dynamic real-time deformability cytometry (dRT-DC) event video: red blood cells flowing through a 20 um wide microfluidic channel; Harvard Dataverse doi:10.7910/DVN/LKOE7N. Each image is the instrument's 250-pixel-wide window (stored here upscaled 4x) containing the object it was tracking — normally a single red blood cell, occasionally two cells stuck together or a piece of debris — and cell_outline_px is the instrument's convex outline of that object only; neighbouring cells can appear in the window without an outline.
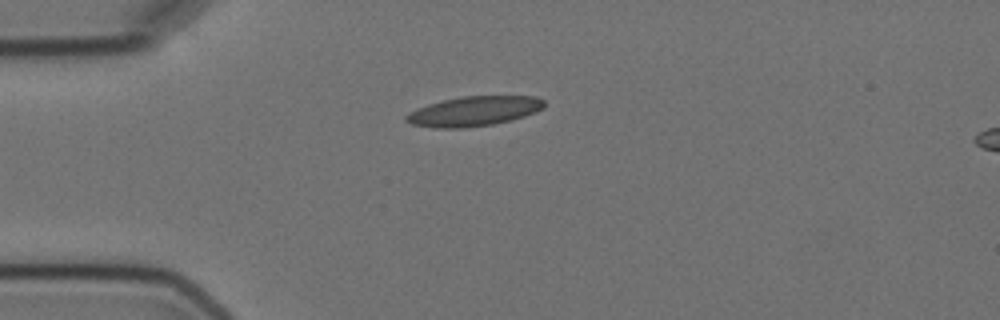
{"species": "Egyptian fruit bat (a non-hibernating species)", "species_latin": "Rousettus aegyptiacus", "temperature_condition": "cold", "stored_images_in_passage": 8, "camera_frame_rate_fps": 3000, "um_per_image_px": 0.085, "animal": {"sex": "female"}, "frame": {"image": 1, "passage_image": 1, "time_ms": 0.0, "image_size_px": [1000, 320], "cell_outline_px": [[544, 108], [536, 112], [512, 120], [492, 124], [464, 128], [432, 128], [412, 124], [404, 120], [404, 116], [408, 112], [428, 104], [460, 96], [536, 96], [544, 100]], "centroid_in_image_um": [40.27, 9.45], "position_along_channel_um": 44.7, "area_um2": 24.04}}
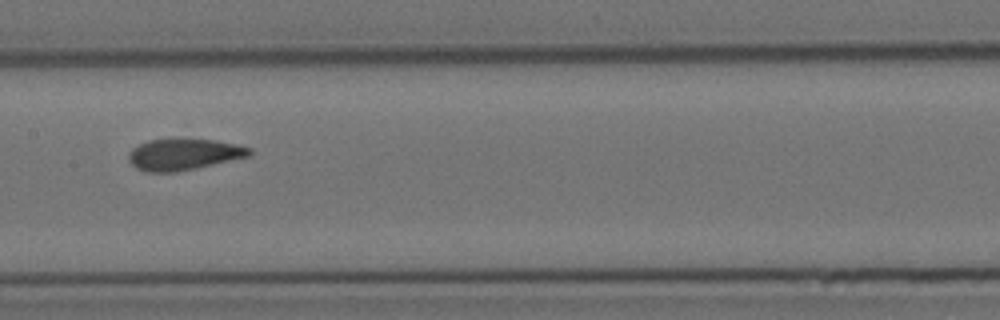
{"frame": {"image": 2, "passage_image": 5, "time_ms": 4.667, "image_size_px": [1000, 320], "cell_outline_px": [[252, 152], [248, 156], [196, 168], [176, 172], [148, 172], [136, 168], [128, 160], [128, 156], [132, 148], [148, 140], [168, 136], [176, 136], [216, 140], [236, 144], [252, 148]], "centroid_in_image_um": [15.58, 13.07], "position_along_channel_um": 191.8, "area_um2": 22.77}}
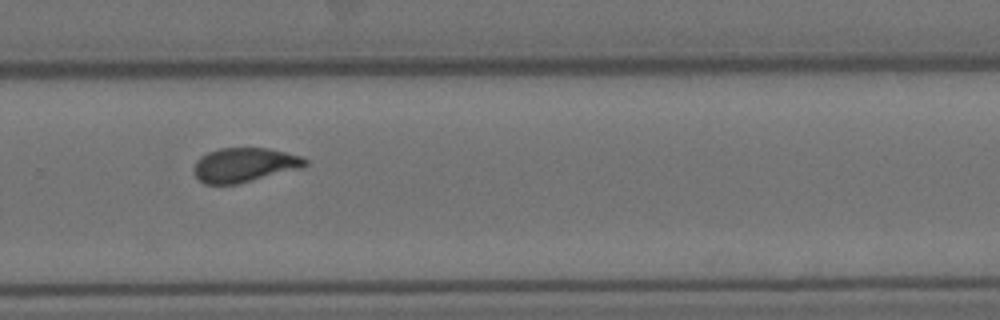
{"frame": {"image": 3, "passage_image": 8, "time_ms": 8.0, "image_size_px": [1000, 320], "cell_outline_px": [[308, 164], [304, 168], [236, 184], [204, 184], [196, 176], [192, 168], [196, 160], [200, 156], [208, 152], [220, 148], [268, 148], [304, 156], [308, 160]], "centroid_in_image_um": [20.81, 14.01], "position_along_channel_um": 309.0, "area_um2": 22.54}}